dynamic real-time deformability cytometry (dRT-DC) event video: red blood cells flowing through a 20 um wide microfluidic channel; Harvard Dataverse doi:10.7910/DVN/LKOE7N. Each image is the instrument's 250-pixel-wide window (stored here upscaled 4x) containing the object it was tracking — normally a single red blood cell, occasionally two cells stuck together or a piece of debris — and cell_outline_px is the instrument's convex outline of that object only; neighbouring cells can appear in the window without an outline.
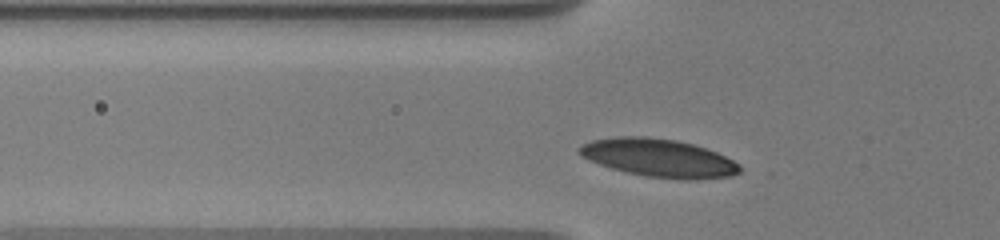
{"species": "human", "species_latin": "Homo sapiens", "temperature_condition": "warm", "stored_images_in_passage": 38, "camera_frame_rate_fps": 3000, "um_per_image_px": 0.085, "donor": {"sex": "male"}, "frame": {"image": 1, "passage_image": 6, "time_ms": 1.667, "image_size_px": [1000, 240], "cell_outline_px": [[740, 172], [732, 176], [696, 180], [688, 180], [648, 176], [628, 172], [612, 168], [588, 160], [580, 156], [576, 148], [592, 140], [616, 136], [648, 136], [676, 140], [692, 144], [716, 152], [740, 164]], "centroid_in_image_um": [55.98, 13.42], "position_along_channel_um": 69.8, "area_um2": 35.55}}
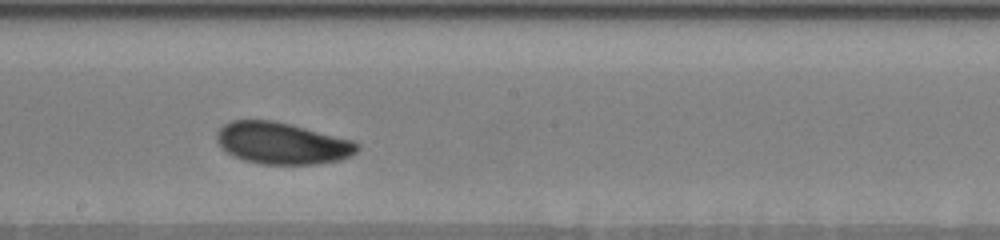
{"frame": {"image": 2, "passage_image": 20, "time_ms": 6.0, "image_size_px": [1000, 240], "cell_outline_px": [[360, 148], [352, 156], [340, 160], [316, 164], [264, 164], [244, 160], [232, 156], [220, 148], [216, 140], [216, 132], [224, 124], [232, 120], [272, 120], [292, 124], [352, 140], [360, 144]], "centroid_in_image_um": [23.96, 12.17], "position_along_channel_um": 224.2, "area_um2": 34.45}}
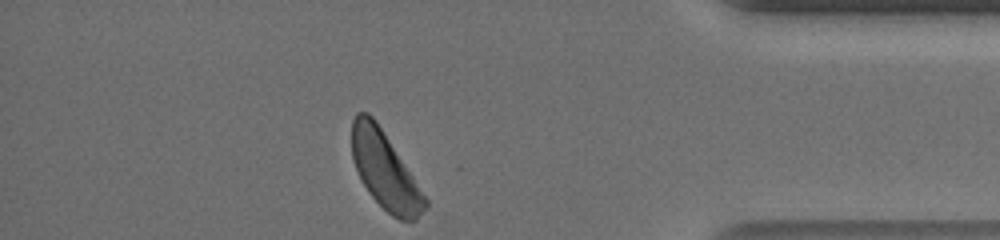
{"frame": {"image": 3, "passage_image": 38, "time_ms": 11.667, "image_size_px": [1000, 240], "cell_outline_px": [[428, 204], [416, 220], [400, 220], [392, 216], [368, 192], [356, 168], [352, 156], [352, 120], [356, 112], [368, 112], [376, 120], [428, 200]], "centroid_in_image_um": [32.71, 14.47], "position_along_channel_um": 402.5, "area_um2": 32.19}, "authors_computed_cell_mechanics": {"area_um2": 33.4662, "velocity_mm_per_s": 3.6074, "shape_relaxation_time_tau1_ms": 2.6745, "shape_relaxation_time_tau2_ms": null, "deformation_change_tau1": 0.0926, "deformation_change_tau2": null}}